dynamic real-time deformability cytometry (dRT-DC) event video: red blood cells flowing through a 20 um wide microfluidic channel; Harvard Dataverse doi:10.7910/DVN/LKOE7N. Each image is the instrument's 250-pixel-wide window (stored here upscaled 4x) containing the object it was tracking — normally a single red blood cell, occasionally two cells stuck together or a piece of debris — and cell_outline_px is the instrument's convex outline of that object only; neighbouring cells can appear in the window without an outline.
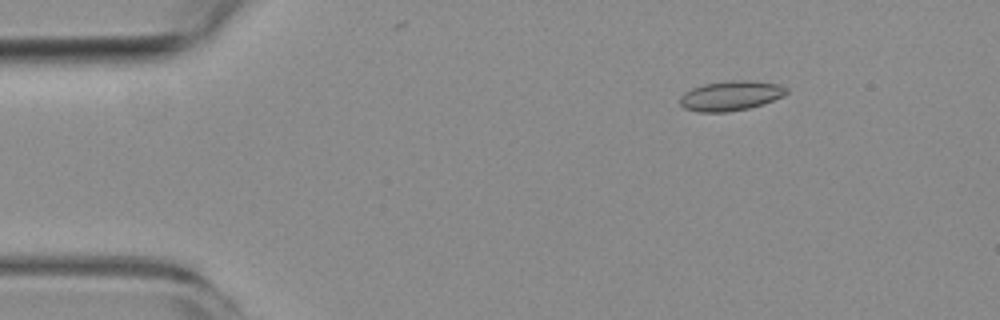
{"species": "common noctule bat (a hibernating species)", "species_latin": "Nyctalus noctula", "temperature_condition": "room temperature", "stored_images_in_passage": 5, "camera_frame_rate_fps": 3000, "um_per_image_px": 0.085, "animal": {"sex": "female", "body_mass_g": 19.3, "forearm_length_mm": 54.1}, "frame": {"image": 1, "passage_image": 3, "time_ms": 2.0, "image_size_px": [1000, 320], "cell_outline_px": [[788, 92], [784, 96], [764, 104], [748, 108], [728, 112], [700, 112], [684, 108], [680, 104], [680, 96], [684, 92], [692, 88], [704, 84], [732, 80], [744, 80], [780, 84], [788, 88]], "centroid_in_image_um": [62.13, 8.14], "position_along_channel_um": 22.9, "area_um2": 18.55}}